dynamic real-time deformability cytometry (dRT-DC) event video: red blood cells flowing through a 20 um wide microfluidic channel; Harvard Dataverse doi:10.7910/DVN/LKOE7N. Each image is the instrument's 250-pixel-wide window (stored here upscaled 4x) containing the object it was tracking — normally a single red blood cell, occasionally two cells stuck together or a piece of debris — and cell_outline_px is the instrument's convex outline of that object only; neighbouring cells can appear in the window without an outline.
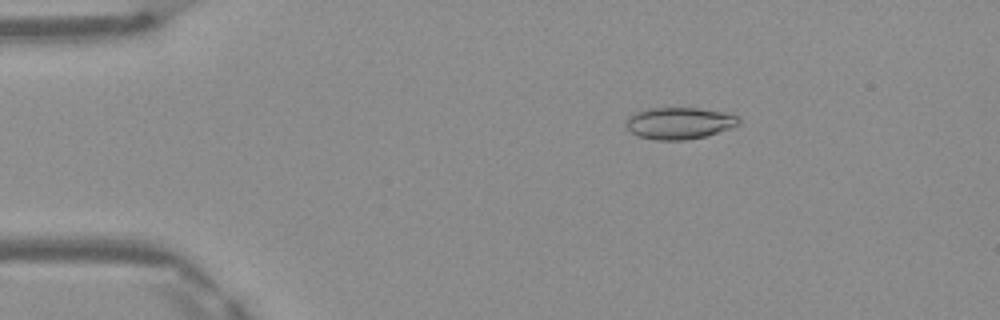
{"species": "Egyptian fruit bat (a non-hibernating species)", "species_latin": "Rousettus aegyptiacus", "temperature_condition": "warm", "stored_images_in_passage": 41, "camera_frame_rate_fps": 3000, "um_per_image_px": 0.085, "frame": {"image": 1, "passage_image": 1, "time_ms": 0.0, "image_size_px": [1000, 320], "cell_outline_px": [[740, 124], [704, 136], [684, 140], [656, 140], [636, 136], [624, 124], [628, 116], [636, 112], [648, 108], [700, 108], [724, 112], [736, 116], [740, 120]], "centroid_in_image_um": [57.69, 10.46], "position_along_channel_um": 27.3, "area_um2": 20.75}}
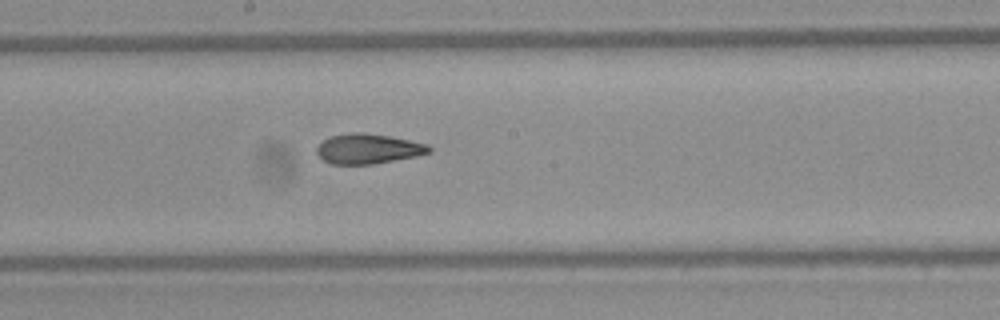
{"frame": {"image": 2, "passage_image": 19, "time_ms": 6.0, "image_size_px": [1000, 320], "cell_outline_px": [[432, 152], [416, 156], [372, 164], [332, 164], [324, 160], [316, 152], [316, 148], [324, 140], [332, 136], [348, 132], [360, 132], [392, 136], [428, 144], [432, 148]], "centroid_in_image_um": [31.32, 12.63], "position_along_channel_um": 216.9, "area_um2": 19.59}}
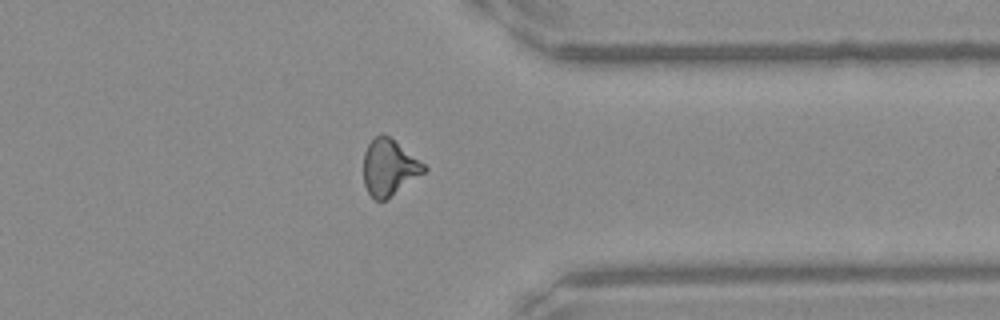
{"frame": {"image": 3, "passage_image": 31, "time_ms": 10.0, "image_size_px": [1000, 320], "cell_outline_px": [[428, 168], [424, 172], [384, 200], [376, 200], [368, 192], [364, 184], [364, 152], [368, 144], [376, 136], [388, 136], [424, 164]], "centroid_in_image_um": [33.05, 14.24], "position_along_channel_um": 378.4, "area_um2": 19.02}, "authors_computed_cell_mechanics": {"area_um2": 19.7098, "velocity_mm_per_s": 4.1872, "shape_relaxation_time_tau1_ms": null, "shape_relaxation_time_tau2_ms": 2.4815, "deformation_change_tau1": null, "deformation_change_tau2": 0.101}}